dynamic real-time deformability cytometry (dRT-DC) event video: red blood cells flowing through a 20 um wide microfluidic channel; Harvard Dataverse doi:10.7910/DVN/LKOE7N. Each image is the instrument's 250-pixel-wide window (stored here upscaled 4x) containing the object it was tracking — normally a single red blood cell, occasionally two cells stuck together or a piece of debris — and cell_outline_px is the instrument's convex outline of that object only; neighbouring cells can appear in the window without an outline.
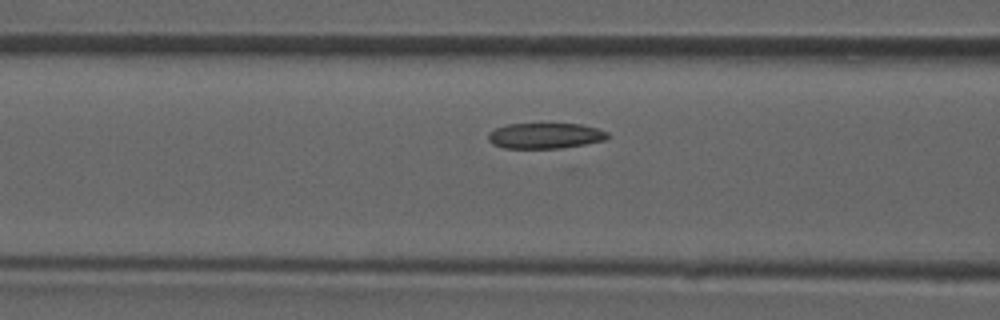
{"species": "common noctule bat (a hibernating species)", "species_latin": "Nyctalus noctula", "temperature_condition": "room temperature", "stored_images_in_passage": 19, "camera_frame_rate_fps": 3000, "um_per_image_px": 0.085, "animal": {"sex": "male", "forearm_length_mm": 52.5}, "frame": {"image": 1, "passage_image": 17, "time_ms": 5.333, "image_size_px": [1000, 320], "cell_outline_px": [[608, 136], [604, 140], [584, 144], [560, 148], [504, 148], [492, 144], [488, 140], [488, 132], [496, 128], [508, 124], [580, 124], [596, 128], [608, 132]], "centroid_in_image_um": [46.3, 11.54], "position_along_channel_um": 120.3, "area_um2": 17.69}}